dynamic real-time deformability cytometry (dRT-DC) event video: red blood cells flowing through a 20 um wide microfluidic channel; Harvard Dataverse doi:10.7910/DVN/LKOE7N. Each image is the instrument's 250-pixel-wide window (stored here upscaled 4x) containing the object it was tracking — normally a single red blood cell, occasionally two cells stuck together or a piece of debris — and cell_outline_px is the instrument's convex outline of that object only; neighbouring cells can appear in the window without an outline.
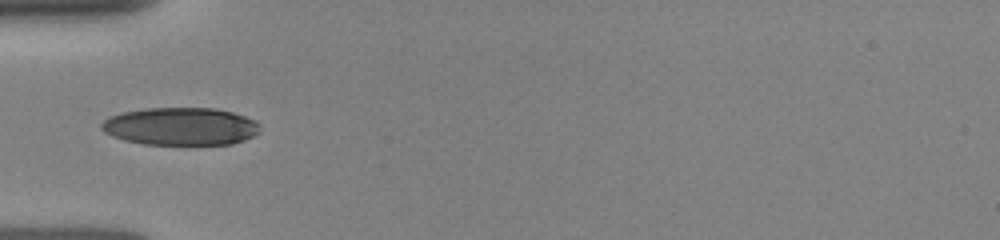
{"species": "human", "species_latin": "Homo sapiens", "temperature_condition": "room temperature", "stored_images_in_passage": 12, "camera_frame_rate_fps": 3000, "um_per_image_px": 0.085, "donor": {"sex": "female"}, "frame": {"image": 1, "passage_image": 1, "time_ms": 0.0, "image_size_px": [1000, 240], "cell_outline_px": [[260, 132], [244, 140], [232, 144], [144, 144], [124, 140], [112, 136], [104, 132], [100, 128], [100, 124], [108, 116], [124, 112], [144, 108], [216, 108], [232, 112], [256, 120], [260, 124]], "centroid_in_image_um": [15.35, 10.74], "position_along_channel_um": 69.7, "area_um2": 35.03}}
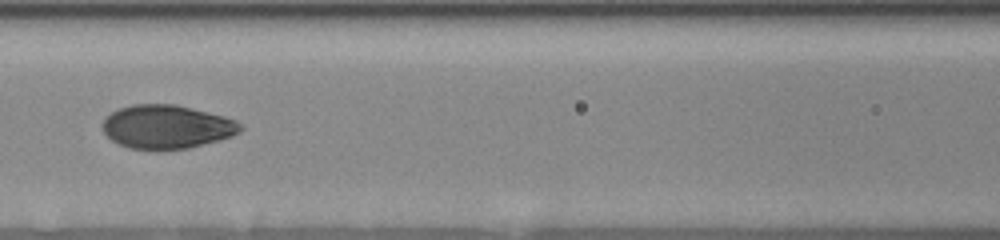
{"frame": {"image": 2, "passage_image": 7, "time_ms": 2.0, "image_size_px": [1000, 240], "cell_outline_px": [[244, 128], [240, 132], [232, 136], [188, 148], [128, 148], [112, 140], [104, 132], [104, 120], [112, 112], [120, 108], [132, 104], [176, 104], [224, 116], [236, 120]], "centroid_in_image_um": [14.21, 10.75], "position_along_channel_um": 152.4, "area_um2": 34.45}}
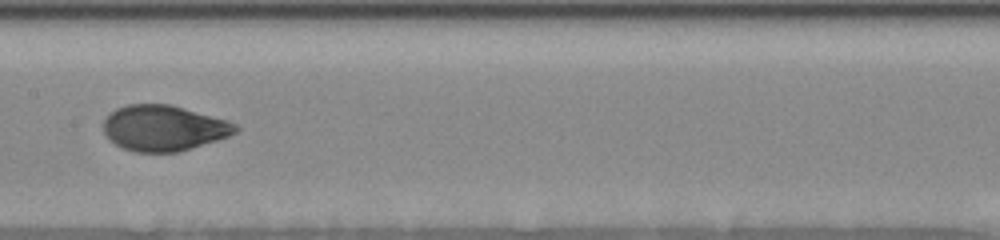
{"frame": {"image": 3, "passage_image": 11, "time_ms": 3.0, "image_size_px": [1000, 240], "cell_outline_px": [[240, 128], [236, 132], [228, 136], [180, 152], [132, 152], [108, 140], [104, 132], [104, 120], [116, 108], [128, 104], [172, 104], [228, 120], [236, 124]], "centroid_in_image_um": [13.92, 10.88], "position_along_channel_um": 193.5, "area_um2": 35.26}}